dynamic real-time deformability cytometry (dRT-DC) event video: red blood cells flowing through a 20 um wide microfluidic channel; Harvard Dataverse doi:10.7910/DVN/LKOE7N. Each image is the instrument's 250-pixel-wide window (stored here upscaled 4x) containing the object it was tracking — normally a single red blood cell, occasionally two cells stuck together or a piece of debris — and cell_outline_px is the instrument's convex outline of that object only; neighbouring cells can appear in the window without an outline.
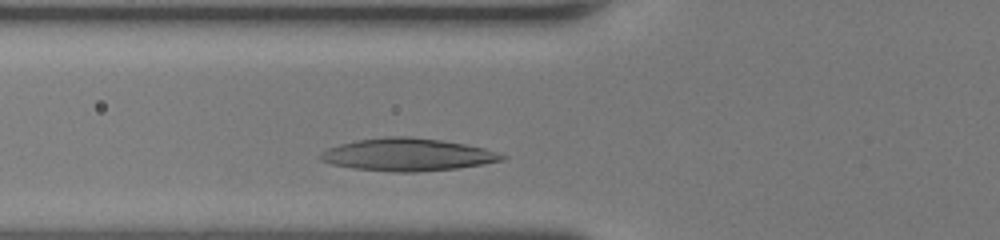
{"species": "human", "species_latin": "Homo sapiens", "temperature_condition": "room temperature", "stored_images_in_passage": 33, "camera_frame_rate_fps": 3000, "um_per_image_px": 0.085, "donor": {"sex": "female"}, "frame": {"image": 1, "passage_image": 10, "time_ms": 3.0, "image_size_px": [1000, 240], "cell_outline_px": [[508, 156], [504, 160], [456, 168], [412, 172], [392, 172], [356, 168], [332, 164], [320, 160], [320, 156], [328, 148], [340, 144], [356, 140], [384, 136], [408, 136], [440, 140], [464, 144], [484, 148]], "centroid_in_image_um": [34.64, 13.14], "position_along_channel_um": 91.2, "area_um2": 34.04}}
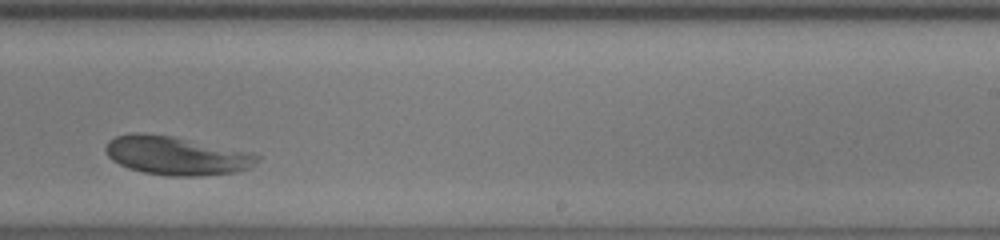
{"frame": {"image": 2, "passage_image": 24, "time_ms": 7.667, "image_size_px": [1000, 240], "cell_outline_px": [[260, 160], [256, 164], [248, 168], [236, 172], [200, 176], [168, 176], [144, 172], [128, 168], [112, 160], [108, 156], [104, 148], [108, 140], [116, 136], [128, 132], [144, 132], [172, 136], [260, 156]], "centroid_in_image_um": [14.89, 13.23], "position_along_channel_um": 274.1, "area_um2": 33.76}}
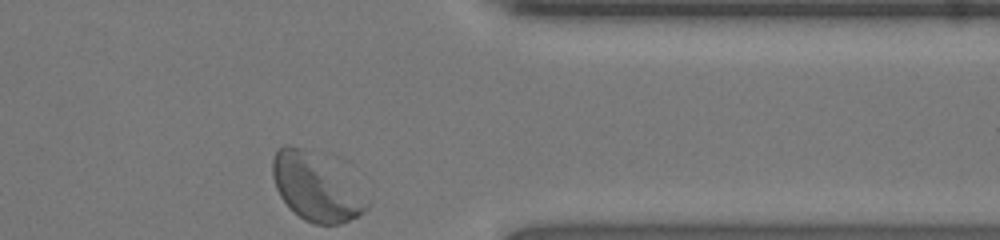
{"frame": {"image": 3, "passage_image": 33, "time_ms": 10.667, "image_size_px": [1000, 240], "cell_outline_px": [[372, 204], [364, 212], [344, 224], [316, 224], [304, 220], [280, 196], [276, 188], [272, 176], [272, 160], [276, 152], [284, 144], [288, 144], [300, 148], [372, 200]], "centroid_in_image_um": [26.8, 16.04], "position_along_channel_um": 384.6, "area_um2": 34.56}, "authors_computed_cell_mechanics": {"area_um2": 33.5818, "velocity_mm_per_s": 3.9407, "shape_relaxation_time_tau1_ms": 2.4351, "shape_relaxation_time_tau2_ms": null, "deformation_change_tau1": 0.1143, "deformation_change_tau2": null}}